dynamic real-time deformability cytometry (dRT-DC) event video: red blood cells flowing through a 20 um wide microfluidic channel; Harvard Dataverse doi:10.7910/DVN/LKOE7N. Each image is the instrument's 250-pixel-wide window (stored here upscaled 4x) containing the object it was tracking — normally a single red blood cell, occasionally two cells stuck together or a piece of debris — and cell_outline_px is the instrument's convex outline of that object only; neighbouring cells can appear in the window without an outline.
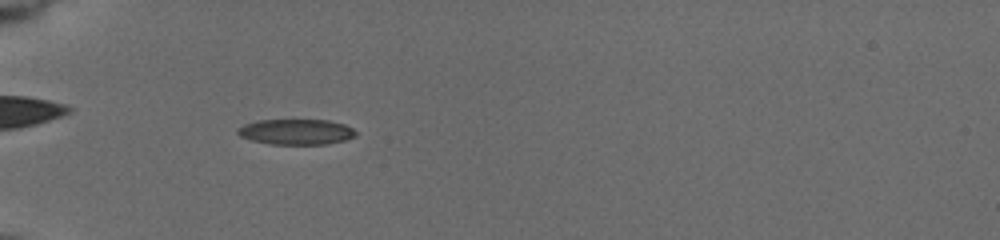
{"species": "common noctule bat (a hibernating species)", "species_latin": "Nyctalus noctula", "temperature_condition": "cold", "stored_images_in_passage": 42, "camera_frame_rate_fps": 3000, "um_per_image_px": 0.085, "animal": {"sex": "female", "body_mass_g": 19.5, "forearm_length_mm": 54.1}, "frame": {"image": 1, "passage_image": 5, "time_ms": 1.333, "image_size_px": [1000, 240], "cell_outline_px": [[356, 136], [344, 140], [324, 144], [272, 144], [252, 140], [240, 136], [236, 132], [236, 128], [244, 124], [256, 120], [328, 120], [344, 124], [352, 128], [356, 132]], "centroid_in_image_um": [25.14, 11.2], "position_along_channel_um": 59.9, "area_um2": 17.51}}
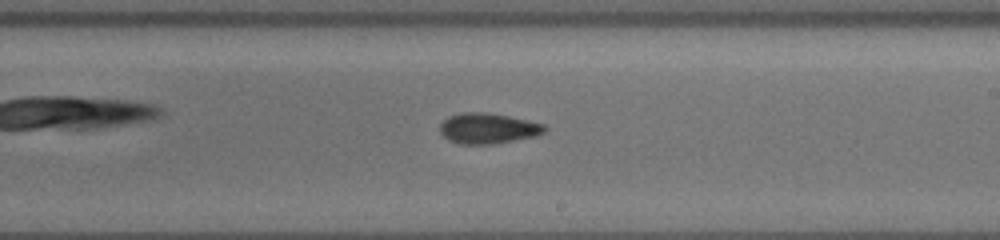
{"frame": {"image": 2, "passage_image": 21, "time_ms": 6.667, "image_size_px": [1000, 240], "cell_outline_px": [[548, 128], [544, 132], [536, 136], [492, 144], [460, 144], [448, 140], [440, 132], [440, 124], [448, 116], [460, 112], [488, 112], [508, 116], [544, 124]], "centroid_in_image_um": [41.46, 10.9], "position_along_channel_um": 247.5, "area_um2": 18.67}}
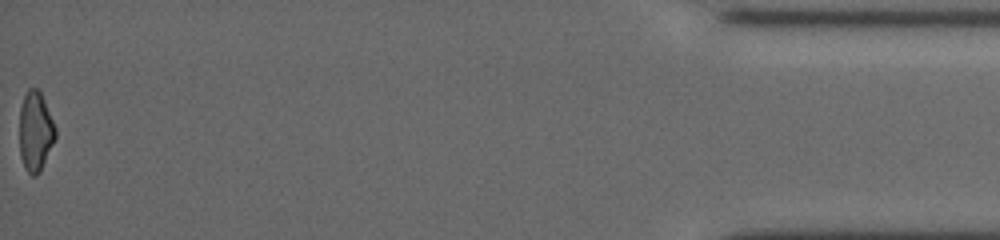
{"frame": {"image": 3, "passage_image": 42, "time_ms": 13.667, "image_size_px": [1000, 240], "cell_outline_px": [[56, 136], [40, 172], [36, 176], [32, 176], [24, 168], [20, 156], [20, 108], [24, 96], [28, 88], [36, 88], [40, 92], [44, 100], [56, 128]], "centroid_in_image_um": [3.0, 11.19], "position_along_channel_um": 432.2, "area_um2": 16.59}, "authors_computed_cell_mechanics": {"area_um2": 17.8313, "velocity_mm_per_s": 3.7792, "shape_relaxation_time_tau1_ms": 8.0027, "shape_relaxation_time_tau2_ms": 4.9862, "deformation_change_tau1": 0.1624, "deformation_change_tau2": 0.116}}